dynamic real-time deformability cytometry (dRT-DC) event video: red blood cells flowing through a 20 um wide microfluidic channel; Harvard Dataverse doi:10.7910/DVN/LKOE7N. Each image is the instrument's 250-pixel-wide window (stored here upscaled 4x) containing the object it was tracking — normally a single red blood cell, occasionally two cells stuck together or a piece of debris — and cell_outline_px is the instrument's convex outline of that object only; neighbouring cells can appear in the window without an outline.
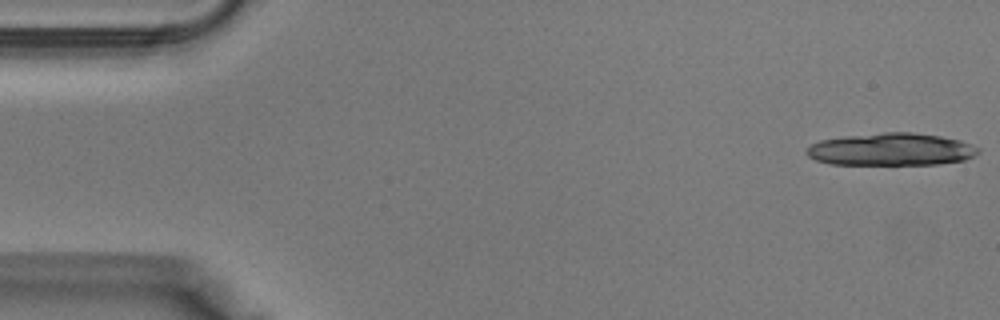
{"species": "Egyptian fruit bat (a non-hibernating species)", "species_latin": "Rousettus aegyptiacus", "temperature_condition": "warm", "stored_images_in_passage": 12, "camera_frame_rate_fps": 3000, "um_per_image_px": 0.085, "animal": {"sex": "male"}, "frame": {"image": 1, "passage_image": 1, "time_ms": 0.0, "image_size_px": [1000, 320], "cell_outline_px": [[980, 152], [964, 160], [936, 164], [832, 164], [816, 160], [808, 156], [804, 152], [812, 144], [820, 140], [844, 136], [884, 132], [912, 132], [940, 136], [960, 140], [980, 148]], "centroid_in_image_um": [75.74, 12.69], "position_along_channel_um": 9.3, "area_um2": 32.37}}